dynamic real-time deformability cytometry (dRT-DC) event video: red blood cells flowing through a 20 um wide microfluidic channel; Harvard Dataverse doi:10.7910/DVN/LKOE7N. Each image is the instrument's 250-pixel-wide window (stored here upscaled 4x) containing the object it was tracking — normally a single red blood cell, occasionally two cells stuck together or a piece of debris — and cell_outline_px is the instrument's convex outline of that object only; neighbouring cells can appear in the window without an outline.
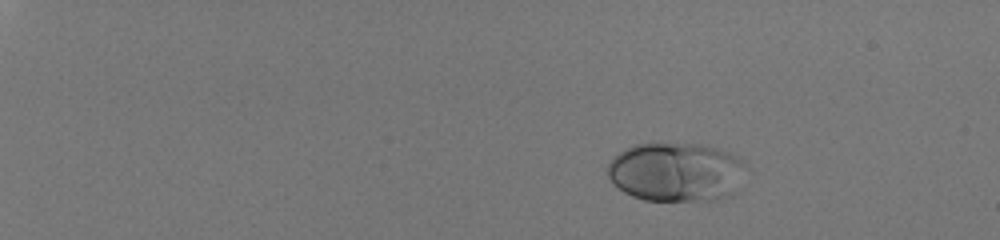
{"species": "human", "species_latin": "Homo sapiens", "temperature_condition": "room temperature", "stored_images_in_passage": 42, "camera_frame_rate_fps": 3000, "um_per_image_px": 0.085, "donor": {"sex": "male"}, "frame": {"image": 1, "passage_image": 1, "time_ms": 0.0, "image_size_px": [1000, 240], "cell_outline_px": [[744, 164], [736, 192], [732, 196], [716, 200], [644, 200], [632, 196], [624, 192], [612, 184], [608, 176], [608, 164], [620, 152], [636, 144], [700, 144], [716, 148], [740, 156]], "centroid_in_image_um": [57.47, 14.64], "position_along_channel_um": 27.5, "area_um2": 47.45}}
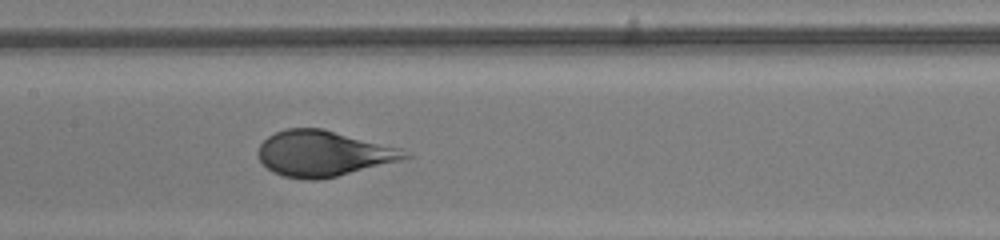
{"frame": {"image": 2, "passage_image": 24, "time_ms": 7.667, "image_size_px": [1000, 240], "cell_outline_px": [[412, 156], [400, 160], [336, 176], [316, 180], [304, 180], [284, 176], [272, 172], [260, 160], [260, 144], [268, 136], [284, 128], [324, 128], [400, 148]], "centroid_in_image_um": [27.46, 13.04], "position_along_channel_um": 179.9, "area_um2": 38.61}}
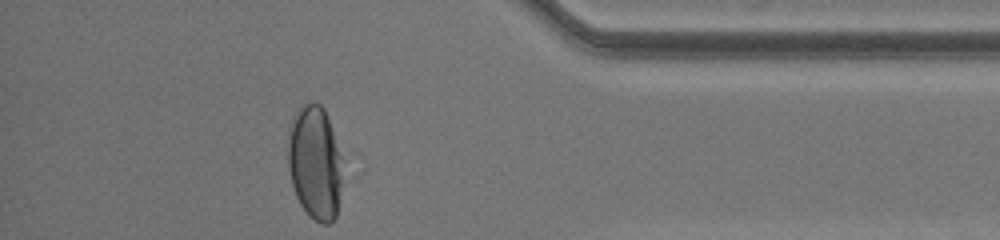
{"frame": {"image": 3, "passage_image": 42, "time_ms": 13.667, "image_size_px": [1000, 240], "cell_outline_px": [[344, 180], [336, 216], [328, 224], [320, 224], [308, 216], [300, 204], [296, 196], [292, 184], [288, 168], [288, 128], [292, 116], [304, 104], [320, 104], [324, 108], [340, 156], [344, 176]], "centroid_in_image_um": [26.76, 13.89], "position_along_channel_um": 408.4, "area_um2": 36.47}, "authors_computed_cell_mechanics": {"area_um2": 41.3848, "velocity_mm_per_s": 4.0808, "shape_relaxation_time_tau1_ms": 3.3983, "shape_relaxation_time_tau2_ms": null, "deformation_change_tau1": 0.2027, "deformation_change_tau2": null}}